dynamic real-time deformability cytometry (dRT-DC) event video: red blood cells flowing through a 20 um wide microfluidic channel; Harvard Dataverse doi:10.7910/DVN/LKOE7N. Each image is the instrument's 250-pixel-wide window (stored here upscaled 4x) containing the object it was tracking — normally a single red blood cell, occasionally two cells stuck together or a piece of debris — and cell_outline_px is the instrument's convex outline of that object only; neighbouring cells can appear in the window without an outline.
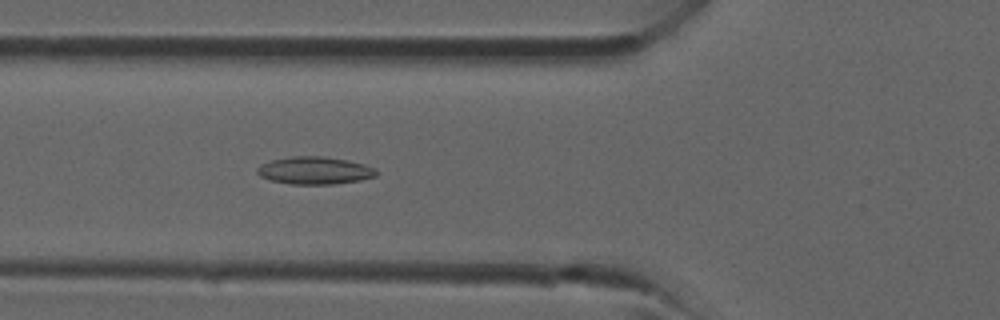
{"species": "common noctule bat (a hibernating species)", "species_latin": "Nyctalus noctula", "temperature_condition": "room temperature", "stored_images_in_passage": 34, "camera_frame_rate_fps": 3000, "um_per_image_px": 0.085, "animal": {"sex": "male", "forearm_length_mm": 52.5}, "frame": {"image": 1, "passage_image": 9, "time_ms": 2.667, "image_size_px": [1000, 320], "cell_outline_px": [[380, 172], [376, 176], [360, 180], [336, 184], [292, 184], [272, 180], [260, 176], [256, 172], [256, 168], [260, 164], [272, 160], [292, 156], [324, 156], [348, 160], [364, 164], [376, 168]], "centroid_in_image_um": [26.78, 14.49], "position_along_channel_um": 99.0, "area_um2": 19.25}}
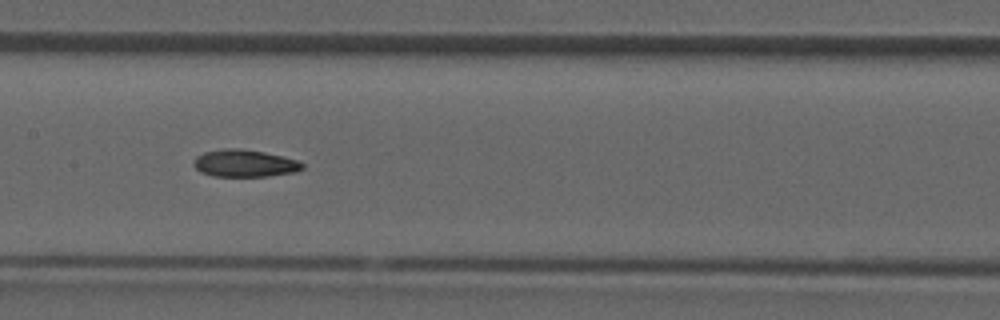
{"frame": {"image": 2, "passage_image": 14, "time_ms": 4.333, "image_size_px": [1000, 320], "cell_outline_px": [[304, 168], [296, 172], [268, 176], [212, 176], [200, 172], [192, 164], [196, 156], [204, 152], [224, 148], [240, 148], [264, 152], [296, 160], [304, 164]], "centroid_in_image_um": [20.76, 13.88], "position_along_channel_um": 186.6, "area_um2": 17.28}}
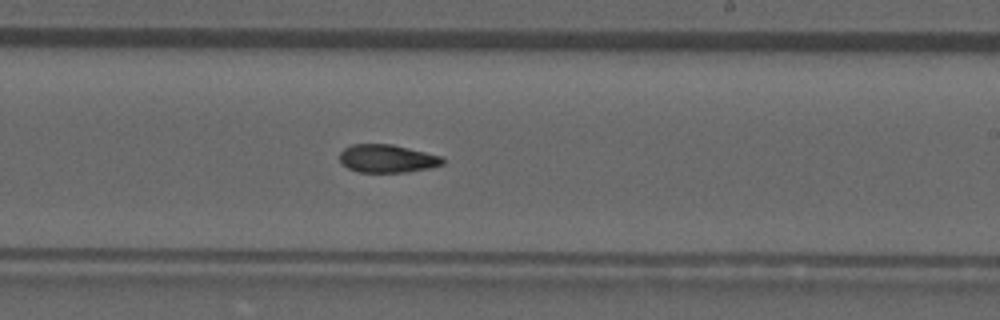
{"frame": {"image": 3, "passage_image": 18, "time_ms": 5.667, "image_size_px": [1000, 320], "cell_outline_px": [[444, 164], [428, 168], [408, 172], [360, 172], [348, 168], [340, 164], [340, 152], [344, 148], [352, 144], [392, 144], [440, 156], [444, 160]], "centroid_in_image_um": [32.87, 13.48], "position_along_channel_um": 256.1, "area_um2": 16.76}}